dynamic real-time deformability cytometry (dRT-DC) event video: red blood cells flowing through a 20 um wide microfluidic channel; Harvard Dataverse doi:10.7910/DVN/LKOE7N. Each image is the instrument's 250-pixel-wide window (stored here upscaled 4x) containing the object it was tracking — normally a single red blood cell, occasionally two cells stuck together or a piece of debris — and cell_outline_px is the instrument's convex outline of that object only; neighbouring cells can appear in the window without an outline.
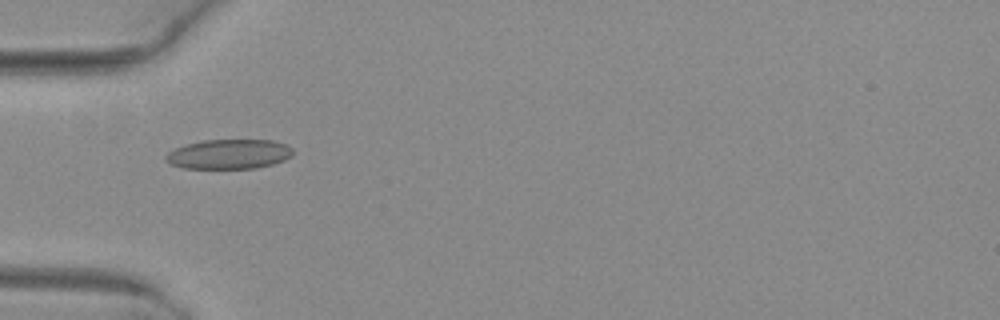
{"species": "common noctule bat (a hibernating species)", "species_latin": "Nyctalus noctula", "temperature_condition": "warm", "stored_images_in_passage": 50, "camera_frame_rate_fps": 3000, "um_per_image_px": 0.085, "animal": {"sex": "female", "body_mass_g": 29.2, "forearm_length_mm": 56.3}, "frame": {"image": 1, "passage_image": 16, "time_ms": 5.0, "image_size_px": [1000, 320], "cell_outline_px": [[292, 156], [284, 160], [272, 164], [256, 168], [184, 168], [168, 164], [164, 160], [164, 156], [168, 152], [176, 148], [188, 144], [204, 140], [272, 140], [288, 144], [292, 148]], "centroid_in_image_um": [19.46, 13.1], "position_along_channel_um": 65.5, "area_um2": 22.02}}
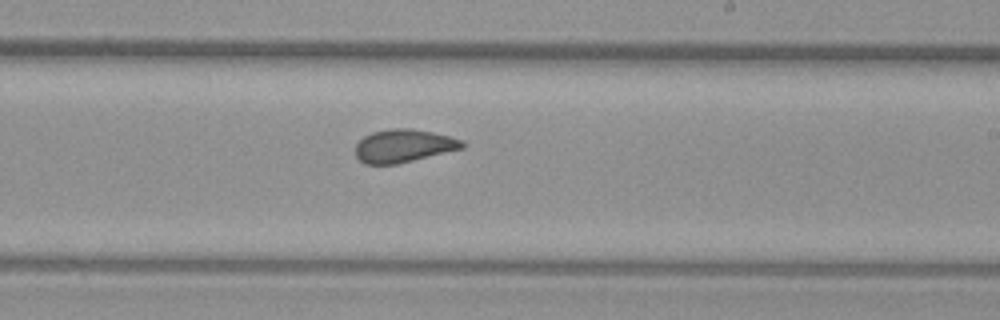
{"frame": {"image": 2, "passage_image": 30, "time_ms": 9.667, "image_size_px": [1000, 320], "cell_outline_px": [[464, 148], [396, 164], [364, 164], [356, 156], [356, 144], [364, 136], [372, 132], [392, 128], [412, 128], [432, 132], [464, 140]], "centroid_in_image_um": [34.3, 12.39], "position_along_channel_um": 254.7, "area_um2": 20.46}}
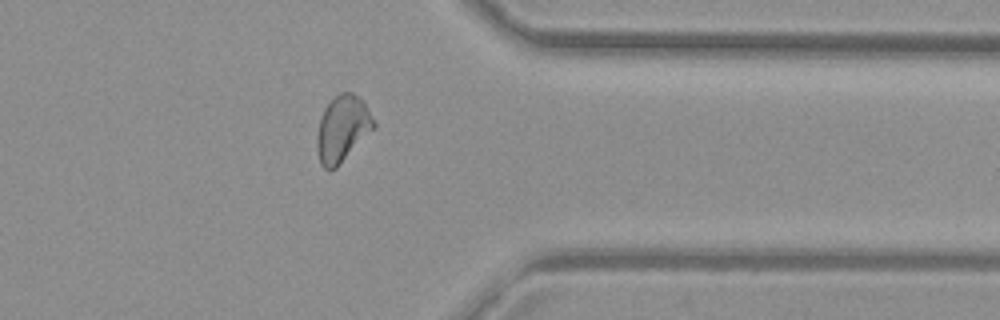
{"frame": {"image": 3, "passage_image": 40, "time_ms": 13.0, "image_size_px": [1000, 320], "cell_outline_px": [[376, 128], [336, 168], [324, 168], [320, 164], [316, 148], [316, 136], [320, 120], [324, 108], [340, 92], [352, 92], [360, 96], [376, 124]], "centroid_in_image_um": [29.11, 10.95], "position_along_channel_um": 382.3, "area_um2": 21.96}, "authors_computed_cell_mechanics": {"area_um2": 21.8484, "velocity_mm_per_s": 4.0766, "shape_relaxation_time_tau1_ms": null, "shape_relaxation_time_tau2_ms": 1.0408, "deformation_change_tau1": null, "deformation_change_tau2": 0.0749}}